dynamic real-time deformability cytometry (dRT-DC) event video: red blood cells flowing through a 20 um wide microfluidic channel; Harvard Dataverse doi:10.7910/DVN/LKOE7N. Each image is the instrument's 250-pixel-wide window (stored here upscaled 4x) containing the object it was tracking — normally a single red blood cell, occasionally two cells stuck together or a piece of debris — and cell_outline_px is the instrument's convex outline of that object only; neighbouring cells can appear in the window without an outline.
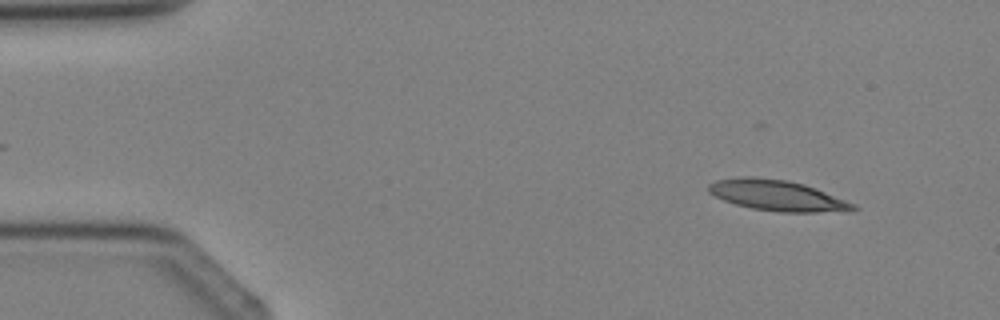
{"species": "Egyptian fruit bat (a non-hibernating species)", "species_latin": "Rousettus aegyptiacus", "temperature_condition": "cold", "stored_images_in_passage": 3, "camera_frame_rate_fps": 3000, "um_per_image_px": 0.085, "animal": {"sex": "female"}, "frame": {"image": 1, "passage_image": 1, "time_ms": 0.0, "image_size_px": [1000, 320], "cell_outline_px": [[860, 208], [852, 212], [780, 212], [752, 208], [736, 204], [724, 200], [708, 192], [708, 184], [716, 180], [740, 176], [752, 176], [788, 180], [804, 184], [816, 188], [856, 204]], "centroid_in_image_um": [66.12, 16.61], "position_along_channel_um": 18.9, "area_um2": 26.18}}
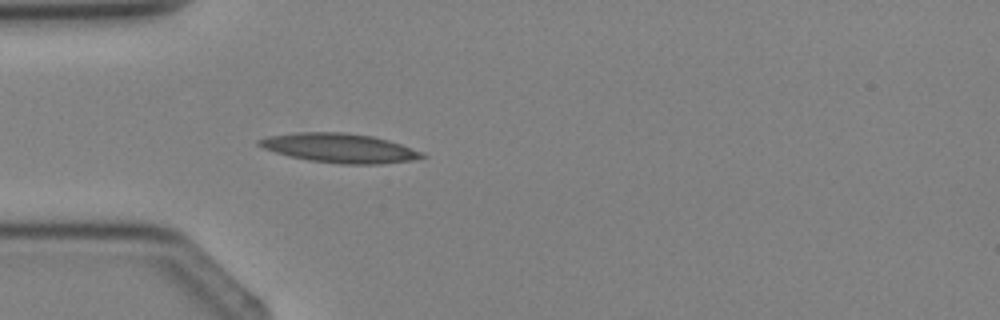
{"frame": {"image": 2, "passage_image": 3, "time_ms": 2.333, "image_size_px": [1000, 320], "cell_outline_px": [[428, 156], [412, 160], [380, 164], [340, 164], [308, 160], [276, 152], [264, 148], [256, 144], [256, 140], [268, 136], [296, 132], [344, 132], [372, 136], [388, 140], [424, 152]], "centroid_in_image_um": [28.87, 12.58], "position_along_channel_um": 56.1, "area_um2": 27.74}}